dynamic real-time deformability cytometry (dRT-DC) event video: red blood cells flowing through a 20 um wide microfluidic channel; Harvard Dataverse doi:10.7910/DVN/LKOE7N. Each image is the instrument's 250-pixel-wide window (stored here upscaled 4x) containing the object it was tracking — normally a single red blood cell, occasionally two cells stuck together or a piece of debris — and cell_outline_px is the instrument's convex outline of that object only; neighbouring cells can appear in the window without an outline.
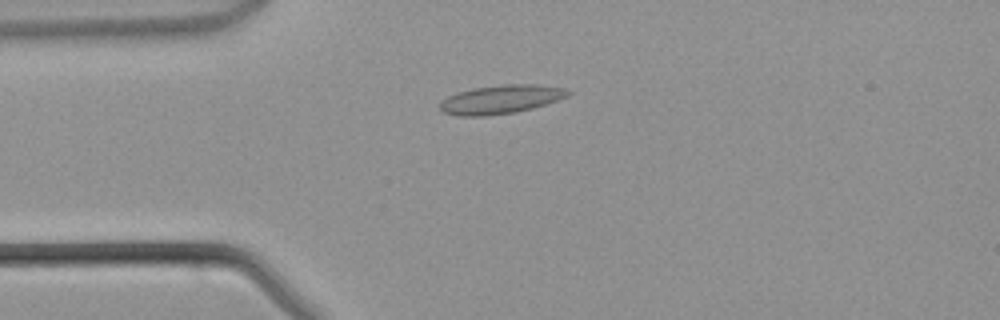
{"species": "common noctule bat (a hibernating species)", "species_latin": "Nyctalus noctula", "temperature_condition": "warm", "stored_images_in_passage": 44, "camera_frame_rate_fps": 3000, "um_per_image_px": 0.085, "animal": {"sex": "male", "body_mass_g": 21.5, "forearm_length_mm": 52.0}, "frame": {"image": 1, "passage_image": 10, "time_ms": 3.0, "image_size_px": [1000, 320], "cell_outline_px": [[572, 92], [568, 96], [532, 108], [516, 112], [484, 116], [460, 116], [444, 112], [440, 108], [440, 100], [456, 92], [472, 88], [504, 84], [536, 84], [564, 88]], "centroid_in_image_um": [42.54, 8.44], "position_along_channel_um": 42.5, "area_um2": 21.39}}
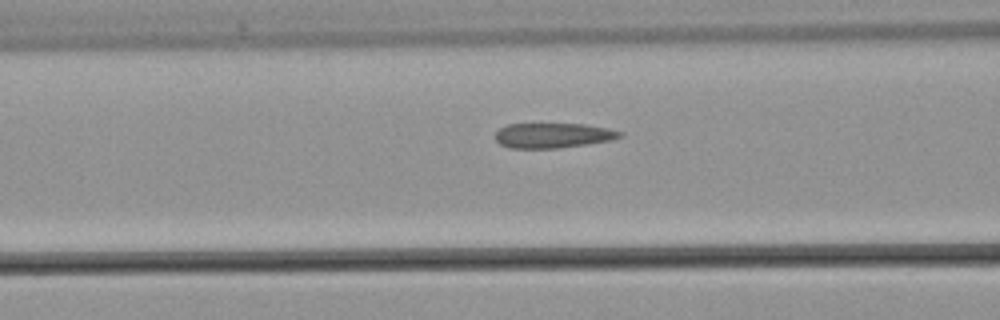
{"frame": {"image": 2, "passage_image": 16, "time_ms": 5.0, "image_size_px": [1000, 320], "cell_outline_px": [[624, 136], [612, 140], [588, 144], [560, 148], [508, 148], [500, 144], [496, 140], [496, 132], [500, 128], [508, 124], [584, 124], [608, 128], [624, 132]], "centroid_in_image_um": [47.04, 11.51], "position_along_channel_um": 119.6, "area_um2": 18.26}}
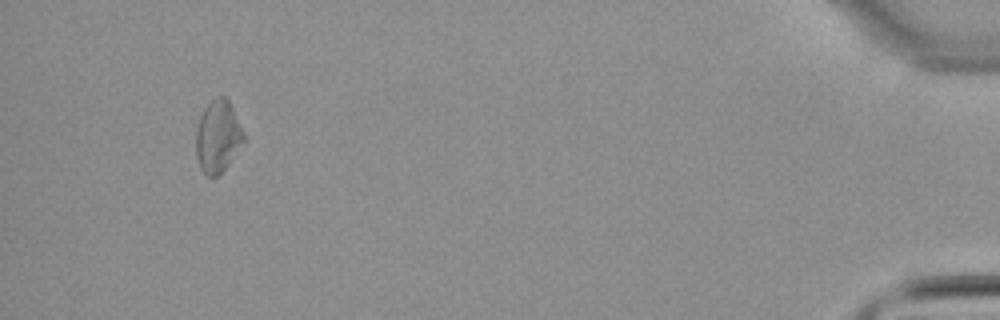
{"frame": {"image": 3, "passage_image": 41, "time_ms": 13.333, "image_size_px": [1000, 320], "cell_outline_px": [[244, 144], [228, 164], [216, 176], [208, 176], [200, 168], [196, 156], [196, 128], [200, 116], [204, 108], [216, 96], [224, 96], [228, 100], [244, 132]], "centroid_in_image_um": [18.51, 11.59], "position_along_channel_um": 416.7, "area_um2": 19.94}}